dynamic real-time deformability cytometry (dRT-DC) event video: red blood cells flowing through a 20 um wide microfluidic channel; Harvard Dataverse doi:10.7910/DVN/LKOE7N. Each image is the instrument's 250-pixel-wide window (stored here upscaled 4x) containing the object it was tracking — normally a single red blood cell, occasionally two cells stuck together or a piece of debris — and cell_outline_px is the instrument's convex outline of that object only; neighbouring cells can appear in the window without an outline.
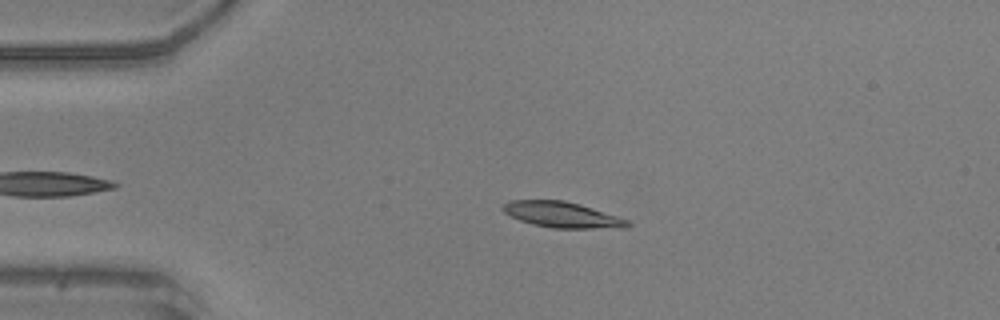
{"species": "common noctule bat (a hibernating species)", "species_latin": "Nyctalus noctula", "temperature_condition": "warm", "stored_images_in_passage": 36, "camera_frame_rate_fps": 3000, "um_per_image_px": 0.085, "animal": {"sex": "male", "body_mass_g": 20.5, "forearm_length_mm": 52.5}, "frame": {"image": 1, "passage_image": 1, "time_ms": 0.0, "image_size_px": [1000, 320], "cell_outline_px": [[632, 224], [628, 228], [552, 228], [532, 224], [520, 220], [504, 212], [500, 208], [504, 204], [512, 200], [564, 200], [580, 204], [628, 220]], "centroid_in_image_um": [47.79, 18.26], "position_along_channel_um": 37.2, "area_um2": 18.61}}
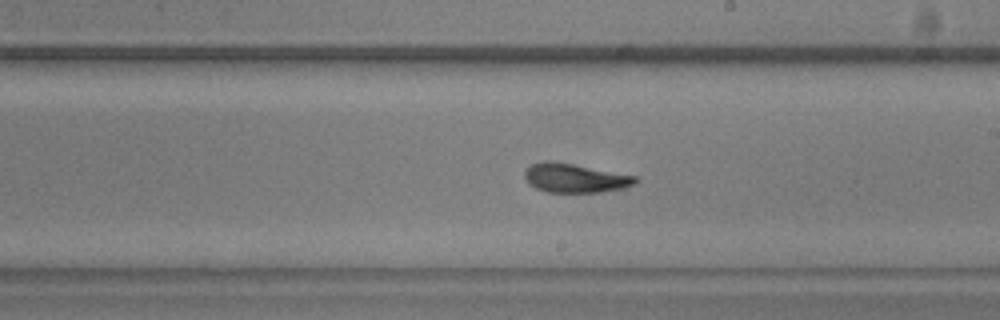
{"frame": {"image": 2, "passage_image": 19, "time_ms": 6.0, "image_size_px": [1000, 320], "cell_outline_px": [[640, 180], [636, 184], [624, 188], [600, 192], [548, 192], [536, 188], [528, 184], [524, 176], [524, 172], [532, 164], [544, 160], [552, 160], [636, 176]], "centroid_in_image_um": [48.88, 15.13], "position_along_channel_um": 240.1, "area_um2": 18.79}}
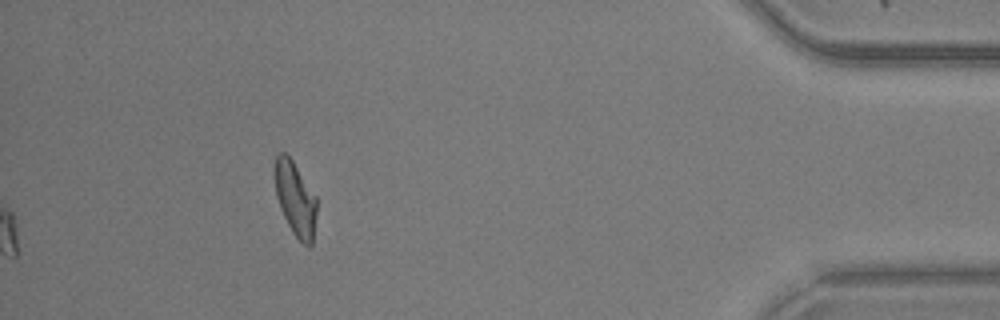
{"frame": {"image": 3, "passage_image": 36, "time_ms": 11.667, "image_size_px": [1000, 320], "cell_outline_px": [[316, 216], [312, 244], [308, 248], [292, 232], [280, 208], [276, 196], [272, 168], [276, 156], [280, 152], [284, 152], [292, 160], [316, 196]], "centroid_in_image_um": [25.07, 16.87], "position_along_channel_um": 410.1, "area_um2": 18.26}, "authors_computed_cell_mechanics": {"area_um2": 18.8717, "velocity_mm_per_s": 3.9608, "shape_relaxation_time_tau1_ms": 4.3347, "shape_relaxation_time_tau2_ms": 4.2449, "deformation_change_tau1": 0.146, "deformation_change_tau2": 0.1258}}